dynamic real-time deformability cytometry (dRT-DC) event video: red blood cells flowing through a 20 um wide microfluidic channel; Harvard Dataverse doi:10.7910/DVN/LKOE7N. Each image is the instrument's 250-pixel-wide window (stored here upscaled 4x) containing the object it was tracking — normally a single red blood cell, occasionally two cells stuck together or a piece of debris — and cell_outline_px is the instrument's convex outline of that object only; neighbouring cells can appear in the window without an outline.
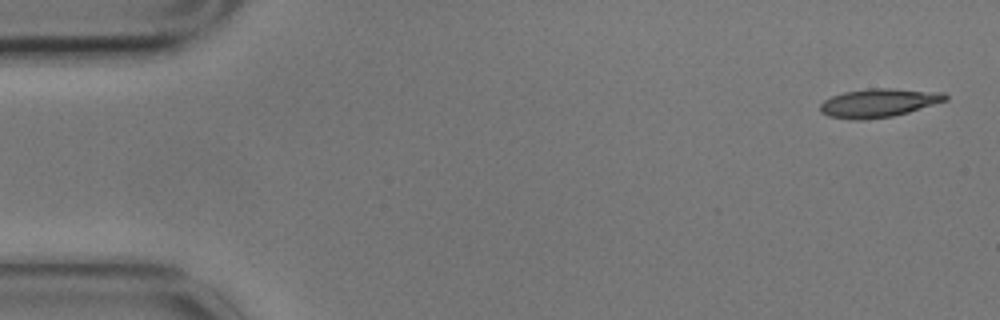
{"species": "common noctule bat (a hibernating species)", "species_latin": "Nyctalus noctula", "temperature_condition": "cold", "stored_images_in_passage": 6, "segment_of_instrument_passage": [1, 2], "camera_frame_rate_fps": 3000, "um_per_image_px": 0.085, "animal": {"sex": "male", "body_mass_g": 17.9}, "frame": {"image": 1, "passage_image": 1, "time_ms": 0.0, "image_size_px": [1000, 320], "cell_outline_px": [[948, 100], [908, 112], [892, 116], [860, 120], [828, 116], [820, 112], [820, 104], [824, 100], [832, 96], [844, 92], [868, 88], [892, 88], [944, 92], [948, 96]], "centroid_in_image_um": [74.7, 8.73], "position_along_channel_um": 10.3, "area_um2": 20.81}}
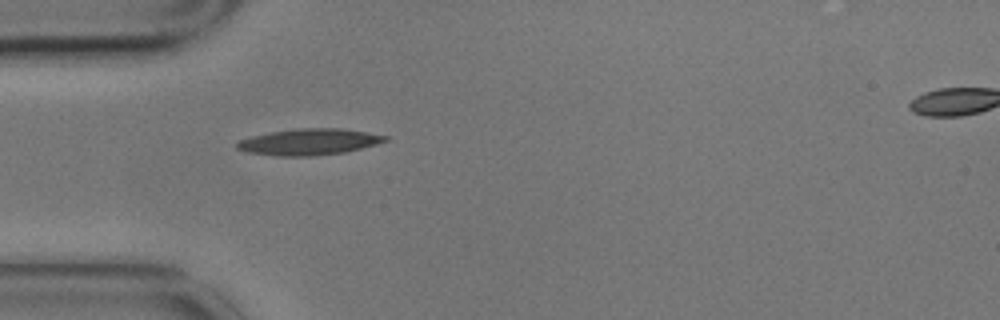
{"frame": {"image": 2, "passage_image": 5, "time_ms": 1.333, "image_size_px": [1000, 320], "cell_outline_px": [[388, 140], [376, 144], [344, 152], [312, 156], [276, 156], [248, 152], [236, 148], [236, 144], [240, 140], [252, 136], [272, 132], [296, 128], [340, 128], [388, 136]], "centroid_in_image_um": [26.25, 12.06], "position_along_channel_um": 58.7, "area_um2": 22.43}}